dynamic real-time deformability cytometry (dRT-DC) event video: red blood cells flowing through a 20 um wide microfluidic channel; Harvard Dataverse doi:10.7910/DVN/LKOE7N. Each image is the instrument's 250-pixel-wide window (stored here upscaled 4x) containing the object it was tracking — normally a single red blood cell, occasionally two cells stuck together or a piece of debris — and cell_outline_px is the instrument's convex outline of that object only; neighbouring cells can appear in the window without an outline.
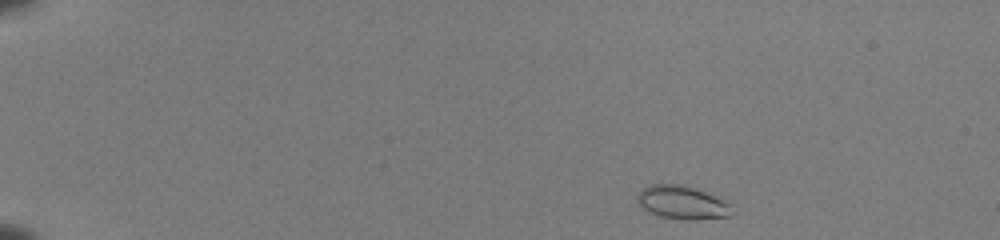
{"species": "common noctule bat (a hibernating species)", "species_latin": "Nyctalus noctula", "temperature_condition": "room temperature", "stored_images_in_passage": 45, "camera_frame_rate_fps": 3000, "um_per_image_px": 0.085, "animal": {"sex": "female", "body_mass_g": 22.0, "forearm_length_mm": 56.7}, "frame": {"image": 1, "passage_image": 1, "time_ms": 0.0, "image_size_px": [1000, 240], "cell_outline_px": [[732, 216], [688, 220], [660, 216], [644, 208], [640, 204], [636, 196], [640, 188], [652, 184], [684, 184], [696, 188], [724, 200], [728, 204]], "centroid_in_image_um": [57.96, 17.19], "position_along_channel_um": 27.0, "area_um2": 18.15}}
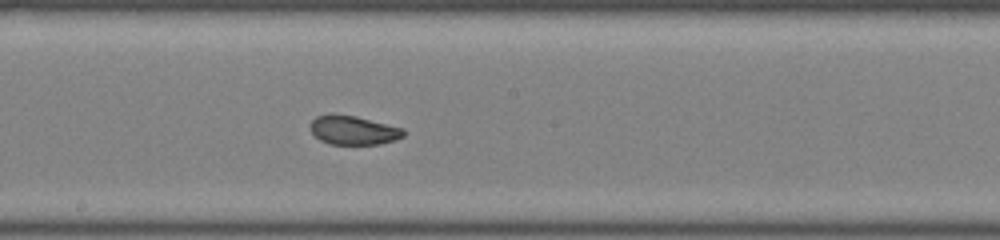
{"frame": {"image": 2, "passage_image": 24, "time_ms": 7.667, "image_size_px": [1000, 240], "cell_outline_px": [[404, 136], [396, 140], [380, 144], [328, 144], [320, 140], [308, 128], [308, 124], [316, 116], [328, 112], [356, 116], [404, 128]], "centroid_in_image_um": [29.99, 11.05], "position_along_channel_um": 218.2, "area_um2": 16.13}}
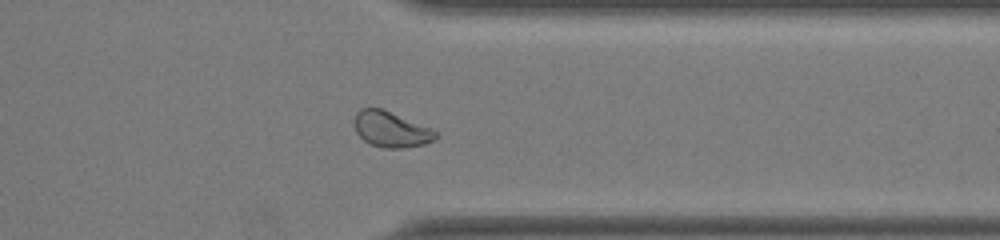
{"frame": {"image": 3, "passage_image": 36, "time_ms": 11.667, "image_size_px": [1000, 240], "cell_outline_px": [[440, 136], [436, 140], [424, 144], [404, 148], [384, 148], [372, 144], [364, 140], [356, 132], [356, 112], [360, 108], [380, 108], [432, 128], [440, 132]], "centroid_in_image_um": [33.32, 11.01], "position_along_channel_um": 378.1, "area_um2": 16.88}, "authors_computed_cell_mechanics": {"area_um2": 16.9354, "velocity_mm_per_s": 3.9875, "shape_relaxation_time_tau1_ms": 10.2985, "shape_relaxation_time_tau2_ms": 0.9109, "deformation_change_tau1": 0.2019, "deformation_change_tau2": 0.0547}}